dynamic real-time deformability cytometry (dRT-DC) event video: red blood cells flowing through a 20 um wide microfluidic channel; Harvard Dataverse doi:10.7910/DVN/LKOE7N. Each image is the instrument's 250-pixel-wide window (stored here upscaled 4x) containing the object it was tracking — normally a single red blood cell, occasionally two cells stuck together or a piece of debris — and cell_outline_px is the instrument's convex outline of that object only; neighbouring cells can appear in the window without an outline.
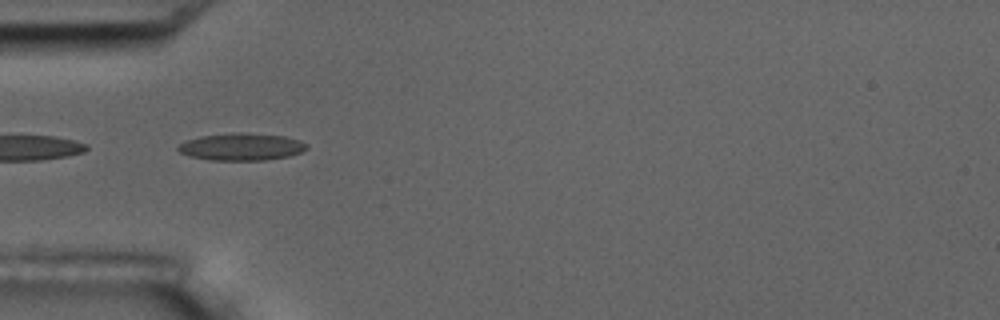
{"species": "common noctule bat (a hibernating species)", "species_latin": "Nyctalus noctula", "temperature_condition": "room temperature", "stored_images_in_passage": 10, "camera_frame_rate_fps": 3000, "um_per_image_px": 0.085, "animal": {"sex": "male", "body_mass_g": 17.5, "forearm_length_mm": 52.3}, "frame": {"image": 1, "passage_image": 6, "time_ms": 1.667, "image_size_px": [1000, 320], "cell_outline_px": [[308, 148], [300, 152], [288, 156], [264, 160], [208, 160], [188, 156], [180, 152], [176, 148], [184, 140], [200, 136], [232, 132], [244, 132], [284, 136], [300, 140], [308, 144]], "centroid_in_image_um": [20.49, 12.47], "position_along_channel_um": 64.5, "area_um2": 20.63}}
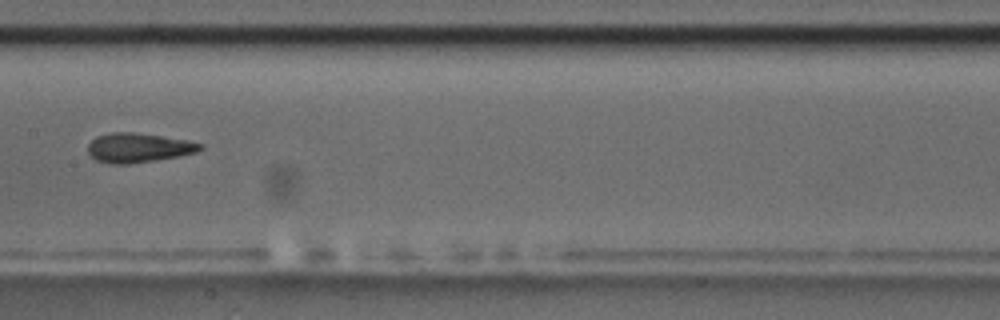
{"frame": {"image": 2, "passage_image": 9, "time_ms": 2.667, "image_size_px": [1000, 320], "cell_outline_px": [[204, 148], [196, 152], [180, 156], [128, 164], [108, 164], [96, 160], [88, 152], [88, 144], [96, 136], [112, 132], [132, 132], [188, 140], [204, 144]], "centroid_in_image_um": [11.77, 12.56], "position_along_channel_um": 195.6, "area_um2": 19.25}}
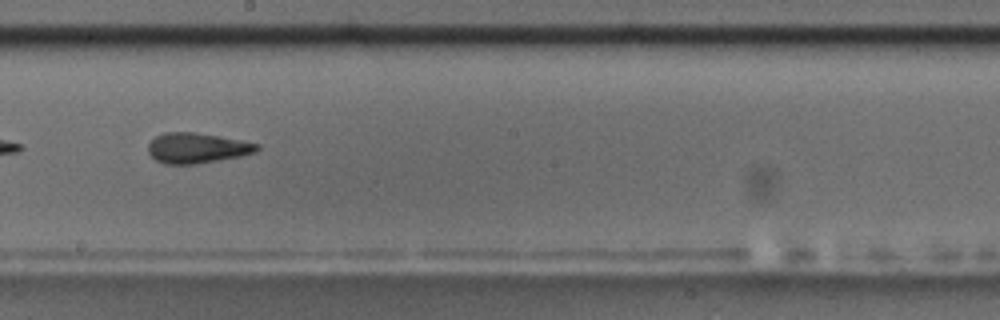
{"frame": {"image": 3, "passage_image": 10, "time_ms": 3.0, "image_size_px": [1000, 320], "cell_outline_px": [[260, 148], [256, 152], [240, 156], [220, 160], [196, 164], [164, 164], [156, 160], [148, 152], [148, 144], [156, 136], [164, 132], [196, 132], [240, 140], [260, 144]], "centroid_in_image_um": [16.74, 12.58], "position_along_channel_um": 231.5, "area_um2": 19.25}}